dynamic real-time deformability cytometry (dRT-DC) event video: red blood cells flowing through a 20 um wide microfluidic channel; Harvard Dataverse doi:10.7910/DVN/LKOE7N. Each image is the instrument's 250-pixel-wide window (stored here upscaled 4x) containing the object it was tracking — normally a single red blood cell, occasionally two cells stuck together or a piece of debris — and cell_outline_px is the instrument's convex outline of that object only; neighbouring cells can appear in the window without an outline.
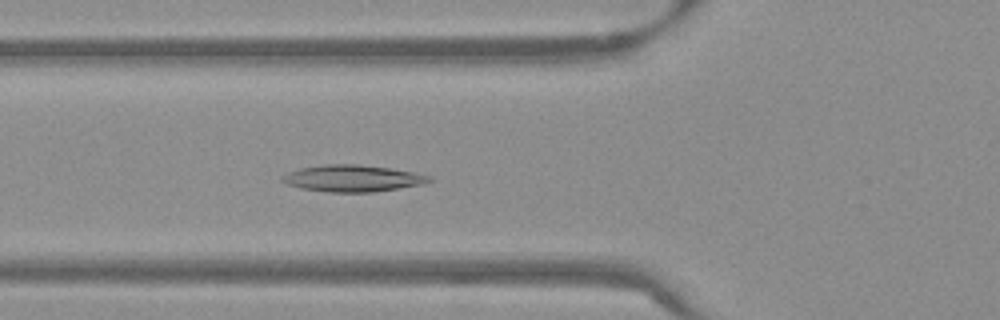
{"species": "Egyptian fruit bat (a non-hibernating species)", "species_latin": "Rousettus aegyptiacus", "temperature_condition": "warm", "stored_images_in_passage": 53, "camera_frame_rate_fps": 3000, "um_per_image_px": 0.085, "frame": {"image": 1, "passage_image": 20, "time_ms": 6.333, "image_size_px": [1000, 320], "cell_outline_px": [[436, 180], [424, 184], [400, 188], [372, 192], [328, 192], [300, 188], [288, 184], [280, 180], [288, 172], [300, 168], [324, 164], [360, 164], [388, 168], [412, 172], [432, 176]], "centroid_in_image_um": [30.01, 15.16], "position_along_channel_um": 95.8, "area_um2": 22.89}}
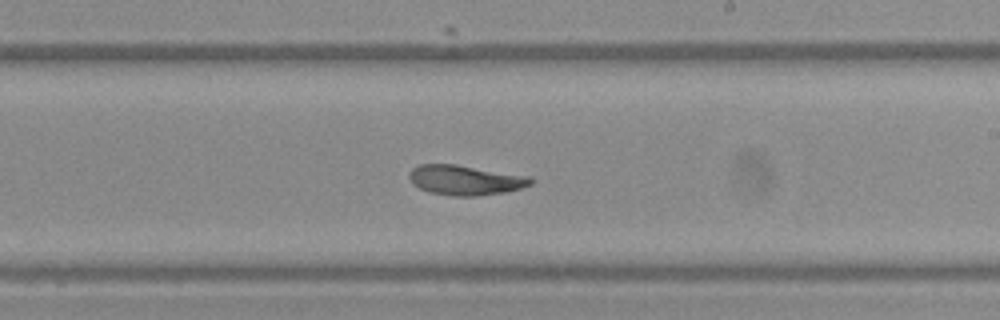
{"frame": {"image": 2, "passage_image": 32, "time_ms": 10.333, "image_size_px": [1000, 320], "cell_outline_px": [[532, 184], [520, 188], [504, 192], [476, 196], [452, 196], [432, 192], [420, 188], [412, 184], [408, 176], [408, 172], [412, 168], [420, 164], [456, 164], [532, 176]], "centroid_in_image_um": [39.55, 15.29], "position_along_channel_um": 249.5, "area_um2": 21.27}}
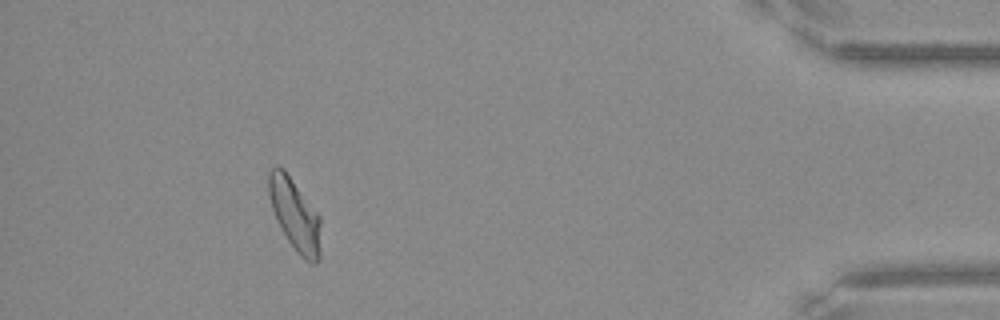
{"frame": {"image": 3, "passage_image": 49, "time_ms": 16.0, "image_size_px": [1000, 320], "cell_outline_px": [[320, 260], [316, 264], [312, 264], [304, 260], [300, 256], [288, 240], [276, 220], [272, 208], [268, 192], [268, 172], [276, 164], [284, 168], [320, 216]], "centroid_in_image_um": [25.06, 18.25], "position_along_channel_um": 410.1, "area_um2": 21.96}, "authors_computed_cell_mechanics": {"area_um2": 22.0796, "velocity_mm_per_s": 3.8317, "shape_relaxation_time_tau1_ms": 8.4756, "shape_relaxation_time_tau2_ms": 2.3959, "deformation_change_tau1": 0.1855, "deformation_change_tau2": 0.0694}}